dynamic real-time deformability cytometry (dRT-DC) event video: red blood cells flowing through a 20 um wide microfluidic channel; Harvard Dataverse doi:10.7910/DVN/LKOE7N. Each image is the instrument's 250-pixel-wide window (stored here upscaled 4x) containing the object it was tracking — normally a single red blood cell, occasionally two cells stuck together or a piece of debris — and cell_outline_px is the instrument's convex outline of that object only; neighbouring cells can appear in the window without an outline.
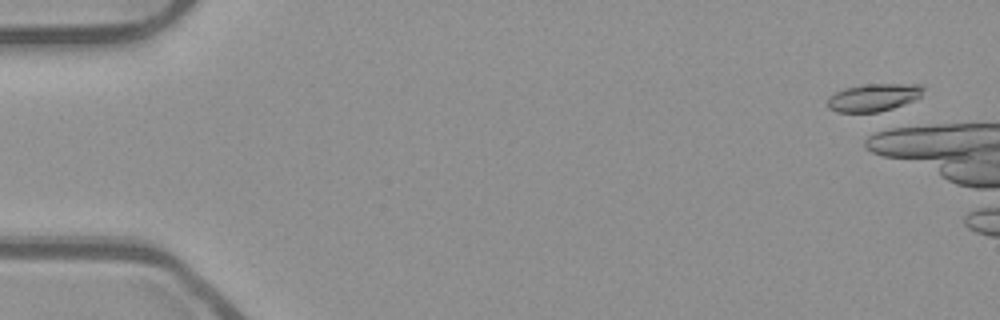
{"species": "common noctule bat (a hibernating species)", "species_latin": "Nyctalus noctula", "temperature_condition": "room temperature", "stored_images_in_passage": 2, "camera_frame_rate_fps": 3000, "um_per_image_px": 0.085, "animal": {"sex": "male", "body_mass_g": 23.1, "forearm_length_mm": 52.7}, "frame": {"image": 1, "passage_image": 1, "time_ms": 0.0, "image_size_px": [1000, 320], "cell_outline_px": [[924, 88], [920, 96], [916, 100], [880, 112], [836, 112], [828, 108], [828, 96], [844, 88], [868, 84], [920, 84]], "centroid_in_image_um": [74.25, 8.29], "position_along_channel_um": 10.8, "area_um2": 15.43}}